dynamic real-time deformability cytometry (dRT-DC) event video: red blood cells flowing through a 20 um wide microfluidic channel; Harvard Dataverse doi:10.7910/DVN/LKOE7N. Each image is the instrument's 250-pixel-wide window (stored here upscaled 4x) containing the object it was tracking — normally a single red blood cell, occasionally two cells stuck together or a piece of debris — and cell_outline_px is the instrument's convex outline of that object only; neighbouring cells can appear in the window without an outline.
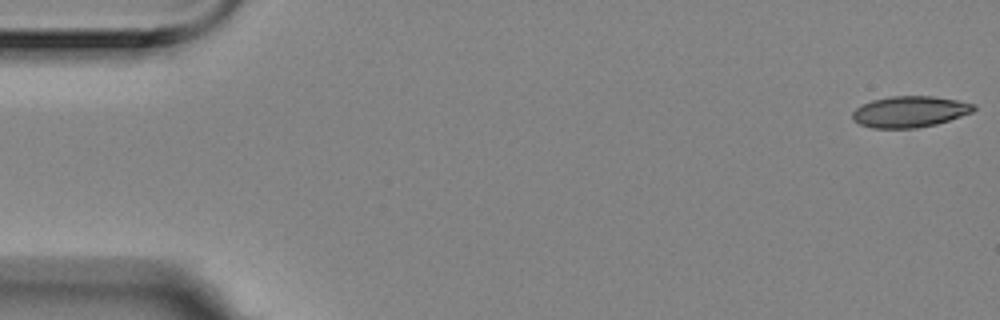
{"species": "Egyptian fruit bat (a non-hibernating species)", "species_latin": "Rousettus aegyptiacus", "temperature_condition": "room temperature", "stored_images_in_passage": 5, "camera_frame_rate_fps": 3000, "um_per_image_px": 0.085, "animal": {"sex": "female"}, "frame": {"image": 1, "passage_image": 1, "time_ms": 0.0, "image_size_px": [1000, 320], "cell_outline_px": [[976, 108], [972, 112], [936, 124], [916, 128], [872, 128], [860, 124], [852, 120], [852, 112], [856, 108], [872, 100], [892, 96], [932, 96], [956, 100], [976, 104]], "centroid_in_image_um": [77.32, 9.49], "position_along_channel_um": 7.7, "area_um2": 21.91}}
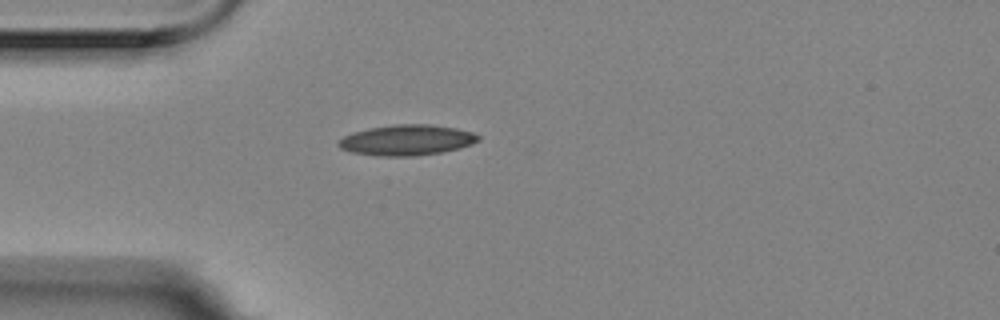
{"frame": {"image": 2, "passage_image": 5, "time_ms": 1.333, "image_size_px": [1000, 320], "cell_outline_px": [[480, 140], [472, 144], [460, 148], [444, 152], [416, 156], [376, 156], [352, 152], [340, 148], [336, 144], [344, 136], [352, 132], [368, 128], [396, 124], [428, 124], [456, 128], [472, 132], [480, 136]], "centroid_in_image_um": [34.58, 11.91], "position_along_channel_um": 50.4, "area_um2": 25.09}}